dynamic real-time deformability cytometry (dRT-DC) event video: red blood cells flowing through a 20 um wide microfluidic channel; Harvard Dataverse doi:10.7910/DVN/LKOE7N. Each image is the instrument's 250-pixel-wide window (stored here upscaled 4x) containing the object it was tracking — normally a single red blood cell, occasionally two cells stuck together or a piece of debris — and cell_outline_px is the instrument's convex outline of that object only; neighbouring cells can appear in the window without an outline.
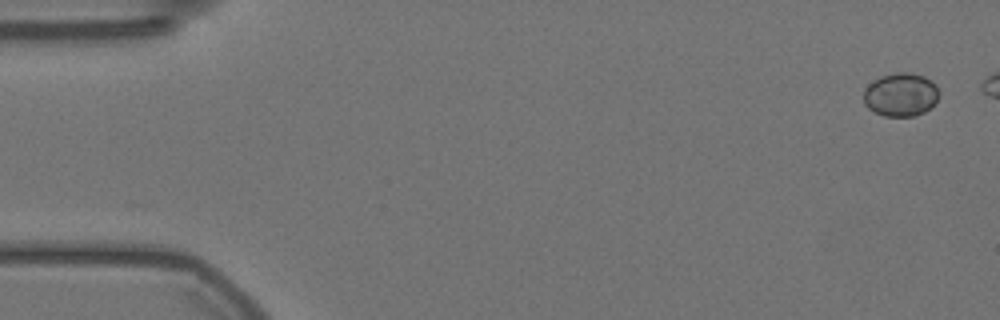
{"species": "Egyptian fruit bat (a non-hibernating species)", "species_latin": "Rousettus aegyptiacus", "temperature_condition": "warm", "stored_images_in_passage": 46, "camera_frame_rate_fps": 3000, "um_per_image_px": 0.085, "animal": {"sex": "female"}, "frame": {"image": 1, "passage_image": 1, "time_ms": 0.0, "image_size_px": [1000, 320], "cell_outline_px": [[940, 92], [936, 100], [924, 112], [916, 116], [884, 116], [868, 108], [864, 104], [864, 92], [868, 84], [880, 76], [896, 72], [908, 72], [924, 76], [932, 80], [936, 84]], "centroid_in_image_um": [76.57, 8.03], "position_along_channel_um": 8.4, "area_um2": 19.13}}
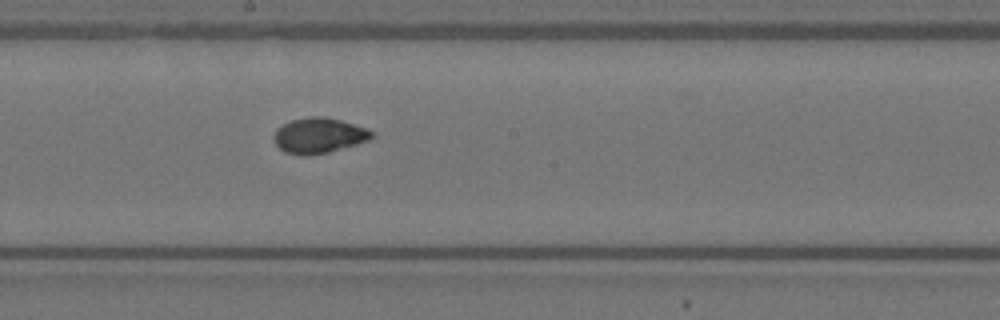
{"frame": {"image": 2, "passage_image": 30, "time_ms": 9.667, "image_size_px": [1000, 320], "cell_outline_px": [[376, 136], [368, 140], [356, 144], [328, 152], [308, 156], [304, 156], [284, 152], [272, 140], [272, 136], [276, 128], [292, 120], [308, 116], [324, 116], [340, 120], [368, 128]], "centroid_in_image_um": [27.08, 11.51], "position_along_channel_um": 221.1, "area_um2": 20.35}}
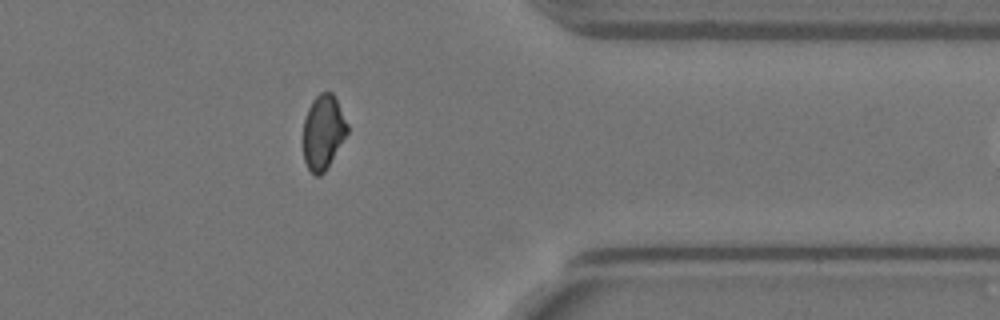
{"frame": {"image": 3, "passage_image": 45, "time_ms": 14.667, "image_size_px": [1000, 320], "cell_outline_px": [[348, 132], [324, 172], [320, 176], [316, 176], [308, 168], [304, 160], [304, 120], [308, 108], [312, 100], [320, 92], [332, 92], [348, 124]], "centroid_in_image_um": [27.46, 11.22], "position_along_channel_um": 383.9, "area_um2": 18.84}}